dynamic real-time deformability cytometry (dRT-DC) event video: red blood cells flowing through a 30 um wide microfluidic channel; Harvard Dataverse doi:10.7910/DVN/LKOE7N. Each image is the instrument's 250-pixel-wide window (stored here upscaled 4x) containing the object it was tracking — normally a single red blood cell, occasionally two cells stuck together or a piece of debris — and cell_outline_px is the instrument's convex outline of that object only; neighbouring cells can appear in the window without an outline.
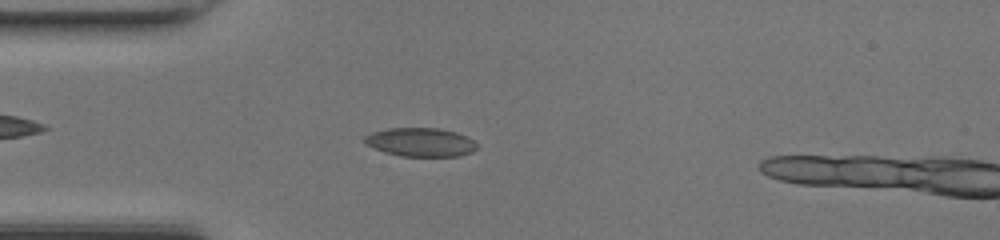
{"species": "common noctule bat (a hibernating species)", "species_latin": "Nyctalus noctula", "temperature_condition": "room temperature", "stored_images_in_passage": 44, "camera_frame_rate_fps": 3000, "um_per_image_px": 0.085, "animal": {"sex": "female", "body_mass_g": 17.0, "forearm_length_mm": 48.0}, "frame": {"image": 1, "passage_image": 12, "time_ms": 3.667, "image_size_px": [1000, 240], "cell_outline_px": [[480, 148], [472, 152], [460, 156], [400, 156], [384, 152], [364, 144], [360, 140], [364, 136], [372, 132], [388, 128], [440, 128], [456, 132], [472, 140]], "centroid_in_image_um": [35.71, 12.09], "position_along_channel_um": 49.3, "area_um2": 19.02}}
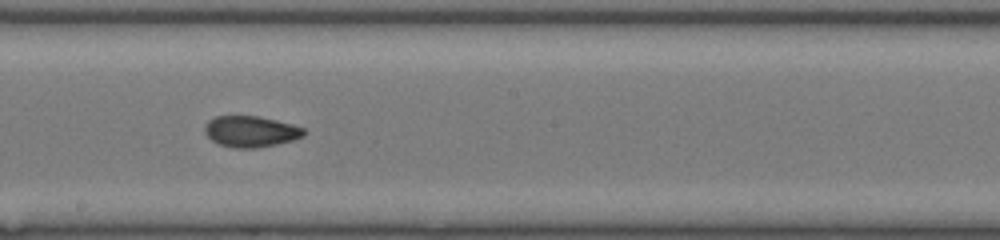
{"frame": {"image": 2, "passage_image": 25, "time_ms": 8.0, "image_size_px": [1000, 240], "cell_outline_px": [[308, 132], [304, 136], [292, 140], [276, 144], [256, 148], [232, 148], [216, 144], [204, 132], [204, 124], [208, 120], [216, 116], [256, 116], [276, 120], [292, 124], [304, 128]], "centroid_in_image_um": [21.3, 11.18], "position_along_channel_um": 226.9, "area_um2": 18.15}}
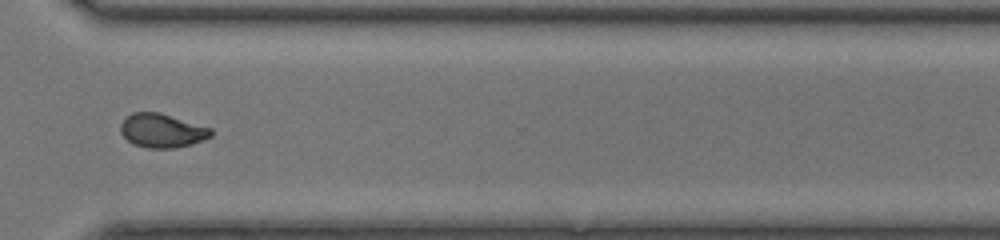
{"frame": {"image": 3, "passage_image": 34, "time_ms": 11.0, "image_size_px": [1000, 240], "cell_outline_px": [[212, 136], [176, 148], [148, 148], [132, 144], [120, 132], [120, 124], [132, 112], [160, 112], [212, 128]], "centroid_in_image_um": [13.75, 11.09], "position_along_channel_um": 356.8, "area_um2": 17.74}, "authors_computed_cell_mechanics": {"area_um2": 18.4382, "velocity_mm_per_s": 4.338, "shape_relaxation_time_tau1_ms": null, "shape_relaxation_time_tau2_ms": 1.8472, "deformation_change_tau1": null, "deformation_change_tau2": 0.0671}}